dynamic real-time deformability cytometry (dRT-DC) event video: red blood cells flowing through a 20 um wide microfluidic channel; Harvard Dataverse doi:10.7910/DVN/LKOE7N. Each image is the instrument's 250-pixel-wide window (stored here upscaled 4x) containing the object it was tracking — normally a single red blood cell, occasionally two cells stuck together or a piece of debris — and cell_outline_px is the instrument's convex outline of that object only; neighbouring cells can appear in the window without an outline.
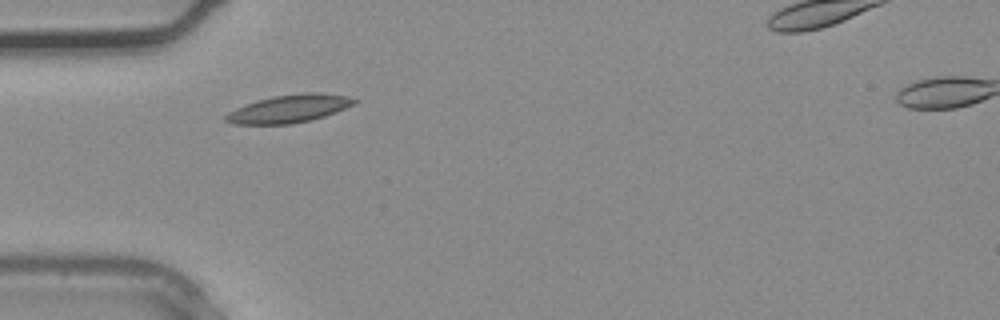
{"species": "common noctule bat (a hibernating species)", "species_latin": "Nyctalus noctula", "temperature_condition": "warm", "stored_images_in_passage": 3, "camera_frame_rate_fps": 3000, "um_per_image_px": 0.085, "animal": {"sex": "male", "body_mass_g": 20.4}, "frame": {"image": 1, "passage_image": 2, "time_ms": 0.333, "image_size_px": [1000, 320], "cell_outline_px": [[360, 100], [356, 104], [324, 116], [312, 120], [292, 124], [232, 124], [224, 120], [224, 116], [228, 112], [236, 108], [272, 96], [304, 92], [320, 92], [348, 96]], "centroid_in_image_um": [24.62, 9.23], "position_along_channel_um": 60.4, "area_um2": 20.98}}
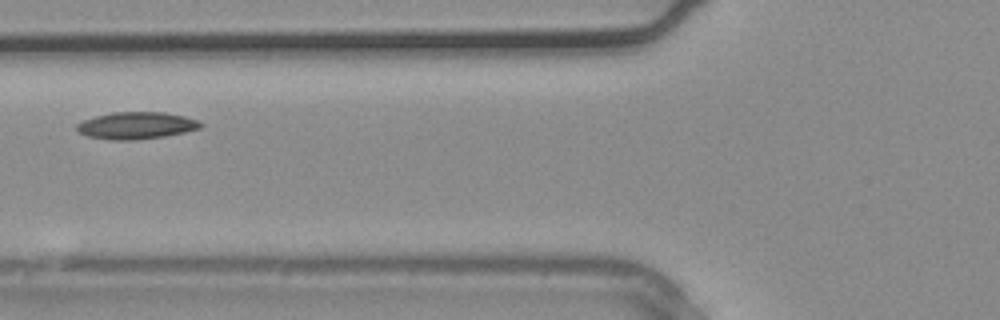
{"frame": {"image": 2, "passage_image": 3, "time_ms": 0.667, "image_size_px": [1000, 320], "cell_outline_px": [[204, 124], [200, 128], [184, 132], [164, 136], [132, 140], [112, 140], [88, 136], [80, 132], [76, 128], [76, 124], [84, 120], [96, 116], [112, 112], [164, 112], [184, 116], [196, 120]], "centroid_in_image_um": [11.59, 10.66], "position_along_channel_um": 114.2, "area_um2": 19.31}}